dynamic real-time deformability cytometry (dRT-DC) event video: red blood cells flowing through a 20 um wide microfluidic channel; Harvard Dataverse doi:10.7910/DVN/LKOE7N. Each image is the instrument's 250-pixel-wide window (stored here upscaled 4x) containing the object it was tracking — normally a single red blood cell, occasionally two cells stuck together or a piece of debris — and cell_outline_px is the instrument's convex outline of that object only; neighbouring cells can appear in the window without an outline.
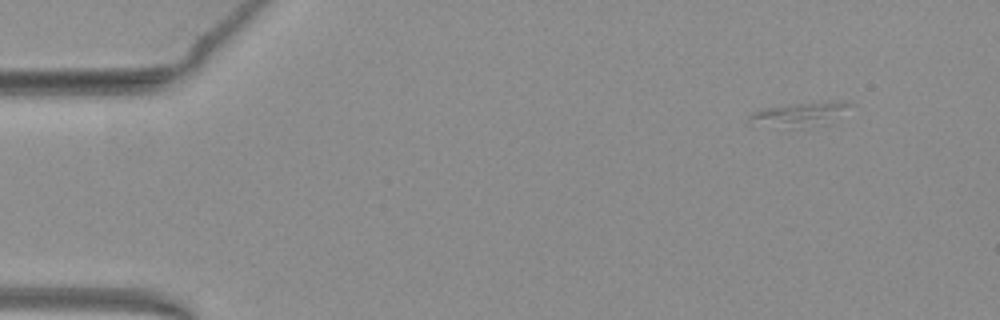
{"species": "common noctule bat (a hibernating species)", "species_latin": "Nyctalus noctula", "temperature_condition": "warm", "stored_images_in_passage": 49, "camera_frame_rate_fps": 3000, "um_per_image_px": 0.085, "animal": {"sex": "female", "body_mass_g": 19.3, "forearm_length_mm": 54.1}, "frame": {"image": 1, "passage_image": 1, "time_ms": 0.0, "image_size_px": [1000, 320], "cell_outline_px": [[856, 104], [828, 124], [748, 124], [748, 116], [752, 112], [764, 108], [796, 104]], "centroid_in_image_um": [67.9, 9.71], "position_along_channel_um": 17.1, "area_um2": 12.31}}
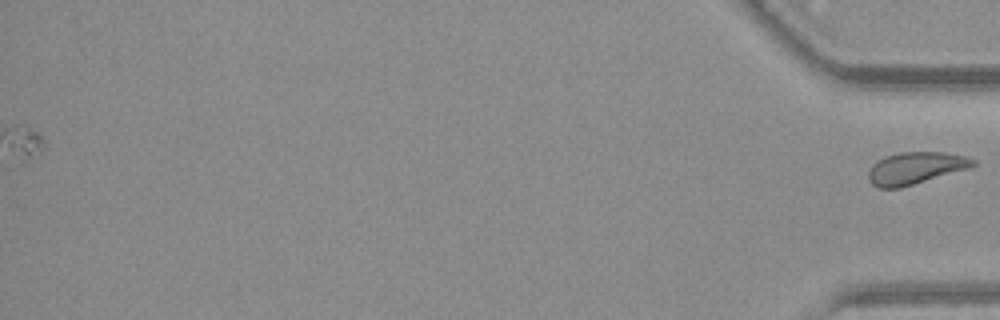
{"frame": {"image": 2, "passage_image": 49, "time_ms": 16.0, "image_size_px": [1000, 320], "cell_outline_px": [[976, 164], [968, 168], [900, 188], [880, 188], [872, 184], [868, 180], [868, 172], [872, 164], [876, 160], [884, 156], [900, 152], [944, 152], [964, 156], [976, 160]], "centroid_in_image_um": [77.76, 14.28], "position_along_channel_um": 357.4, "area_um2": 19.48}}